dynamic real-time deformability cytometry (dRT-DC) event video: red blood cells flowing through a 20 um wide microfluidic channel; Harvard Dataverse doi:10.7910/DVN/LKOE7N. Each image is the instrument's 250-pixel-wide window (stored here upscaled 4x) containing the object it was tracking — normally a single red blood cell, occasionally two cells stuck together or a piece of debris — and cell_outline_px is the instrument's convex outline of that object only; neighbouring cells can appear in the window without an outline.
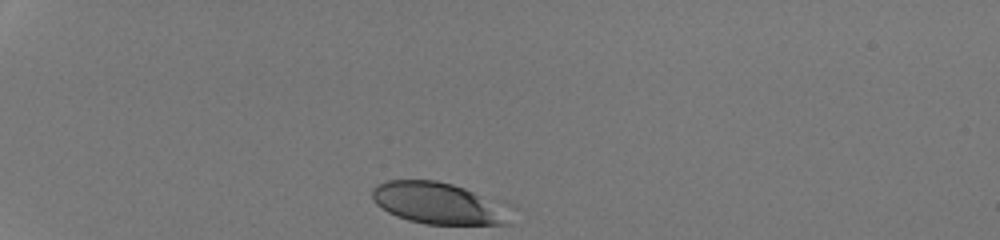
{"species": "human", "species_latin": "Homo sapiens", "temperature_condition": "room temperature", "stored_images_in_passage": 31, "camera_frame_rate_fps": 3000, "um_per_image_px": 0.085, "donor": {"sex": "male"}, "frame": {"image": 1, "passage_image": 1, "time_ms": 0.0, "image_size_px": [1000, 240], "cell_outline_px": [[512, 224], [428, 224], [408, 220], [396, 216], [388, 212], [376, 204], [372, 196], [372, 188], [376, 184], [388, 180], [436, 180], [452, 184], [500, 200], [512, 220]], "centroid_in_image_um": [37.26, 17.27], "position_along_channel_um": 47.7, "area_um2": 33.7}}
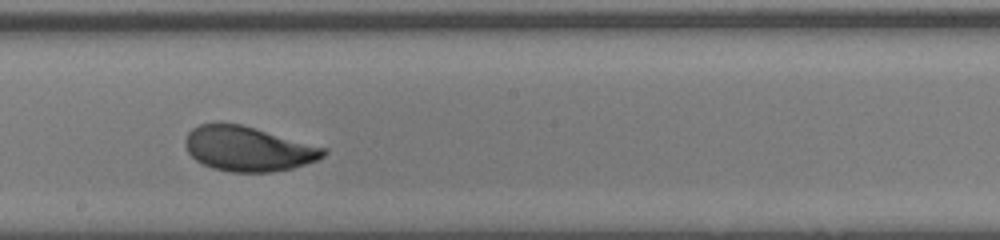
{"frame": {"image": 2, "passage_image": 18, "time_ms": 5.667, "image_size_px": [1000, 240], "cell_outline_px": [[328, 152], [324, 156], [316, 160], [292, 168], [272, 172], [232, 172], [212, 168], [196, 160], [188, 152], [184, 144], [184, 140], [188, 132], [192, 128], [200, 124], [240, 124], [328, 148]], "centroid_in_image_um": [21.09, 12.65], "position_along_channel_um": 227.1, "area_um2": 35.84}}
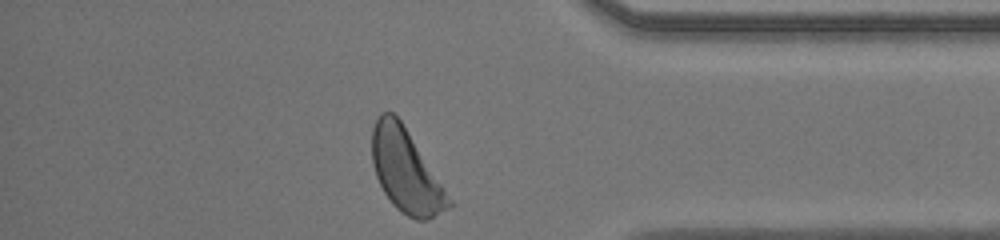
{"frame": {"image": 3, "passage_image": 31, "time_ms": 10.0, "image_size_px": [1000, 240], "cell_outline_px": [[452, 204], [448, 208], [428, 220], [416, 220], [400, 212], [392, 204], [384, 192], [376, 176], [372, 164], [372, 128], [376, 116], [380, 112], [392, 112], [400, 120], [452, 200]], "centroid_in_image_um": [34.46, 14.53], "position_along_channel_um": 400.7, "area_um2": 36.59}, "authors_computed_cell_mechanics": {"area_um2": 36.0094, "velocity_mm_per_s": 4.2435, "shape_relaxation_time_tau1_ms": 2.341, "shape_relaxation_time_tau2_ms": null, "deformation_change_tau1": 0.1188, "deformation_change_tau2": null}}